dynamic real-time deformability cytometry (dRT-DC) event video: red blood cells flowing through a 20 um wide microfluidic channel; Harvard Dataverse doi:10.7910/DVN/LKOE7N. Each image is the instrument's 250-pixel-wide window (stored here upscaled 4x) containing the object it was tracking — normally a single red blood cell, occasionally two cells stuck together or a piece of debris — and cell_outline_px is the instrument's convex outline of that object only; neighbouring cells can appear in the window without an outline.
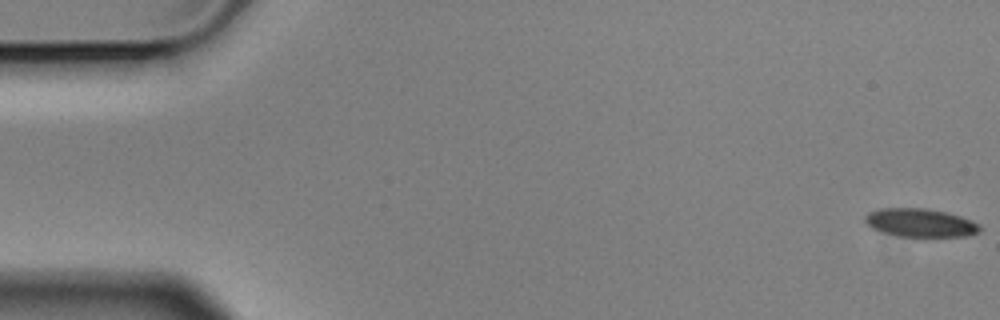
{"species": "Egyptian fruit bat (a non-hibernating species)", "species_latin": "Rousettus aegyptiacus", "temperature_condition": "cold", "stored_images_in_passage": 5, "camera_frame_rate_fps": 3000, "um_per_image_px": 0.085, "animal": {"sex": "male"}, "frame": {"image": 1, "passage_image": 1, "time_ms": 0.0, "image_size_px": [1000, 320], "cell_outline_px": [[980, 232], [968, 236], [900, 236], [880, 232], [872, 228], [864, 220], [864, 216], [868, 212], [880, 208], [924, 208], [944, 212], [960, 216], [972, 220], [980, 224]], "centroid_in_image_um": [78.21, 18.93], "position_along_channel_um": 6.8, "area_um2": 18.96}}
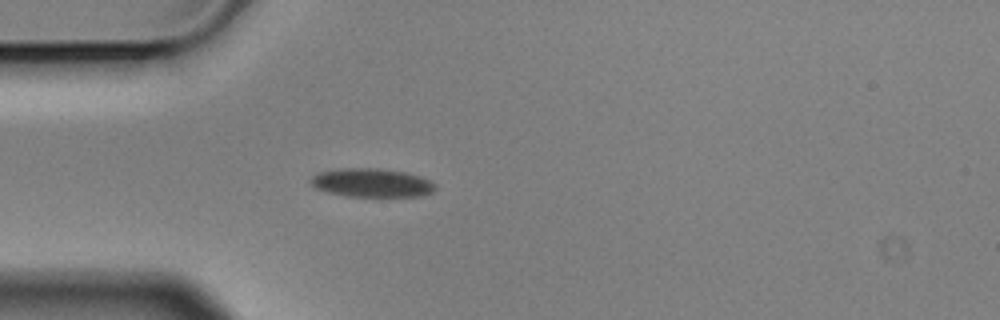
{"frame": {"image": 2, "passage_image": 5, "time_ms": 1.333, "image_size_px": [1000, 320], "cell_outline_px": [[436, 188], [432, 192], [420, 196], [344, 196], [328, 192], [316, 188], [312, 184], [312, 176], [320, 172], [340, 168], [376, 168], [404, 172], [420, 176], [436, 184]], "centroid_in_image_um": [31.61, 15.53], "position_along_channel_um": 53.4, "area_um2": 20.58}}